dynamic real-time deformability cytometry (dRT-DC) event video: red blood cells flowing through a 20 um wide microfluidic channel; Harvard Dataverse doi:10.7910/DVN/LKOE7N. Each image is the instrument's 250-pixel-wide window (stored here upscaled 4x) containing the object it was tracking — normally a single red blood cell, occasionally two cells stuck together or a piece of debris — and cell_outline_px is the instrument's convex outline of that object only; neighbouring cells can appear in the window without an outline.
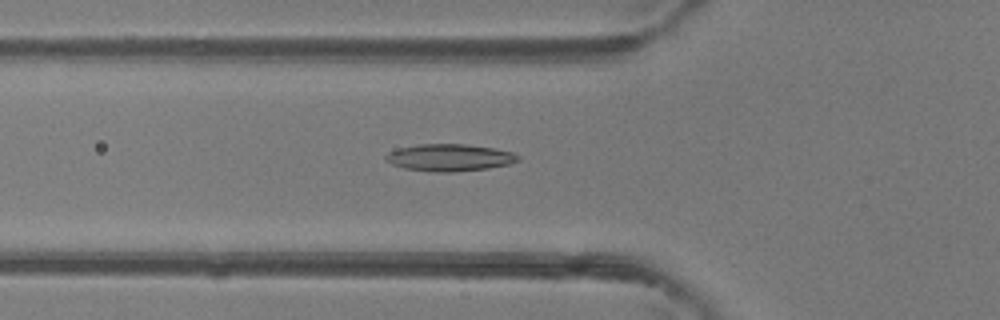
{"species": "common noctule bat (a hibernating species)", "species_latin": "Nyctalus noctula", "temperature_condition": "room temperature", "stored_images_in_passage": 47, "camera_frame_rate_fps": 3000, "um_per_image_px": 0.085, "animal": {"sex": "female"}, "frame": {"image": 1, "passage_image": 17, "time_ms": 5.333, "image_size_px": [1000, 320], "cell_outline_px": [[520, 160], [508, 164], [488, 168], [456, 172], [436, 172], [404, 168], [392, 164], [384, 156], [388, 152], [400, 148], [420, 144], [464, 144], [492, 148], [512, 152], [520, 156]], "centroid_in_image_um": [38.23, 13.4], "position_along_channel_um": 87.6, "area_um2": 20.69}}
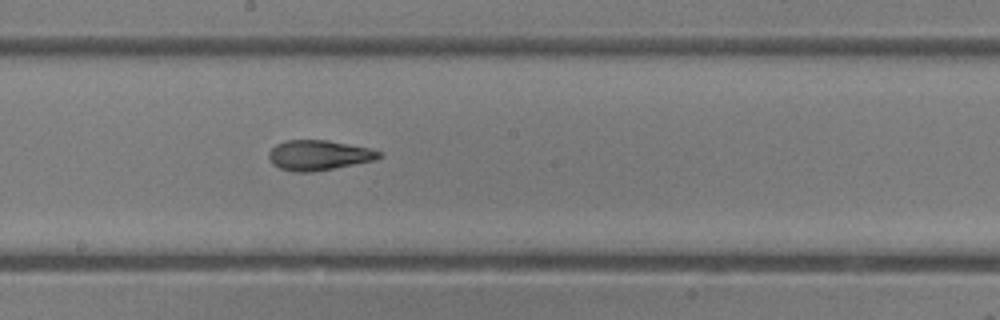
{"frame": {"image": 2, "passage_image": 26, "time_ms": 8.333, "image_size_px": [1000, 320], "cell_outline_px": [[384, 156], [376, 160], [312, 172], [292, 172], [280, 168], [272, 164], [268, 156], [268, 152], [276, 144], [288, 140], [328, 140], [368, 148], [380, 152]], "centroid_in_image_um": [27.08, 13.2], "position_along_channel_um": 221.1, "area_um2": 19.31}}
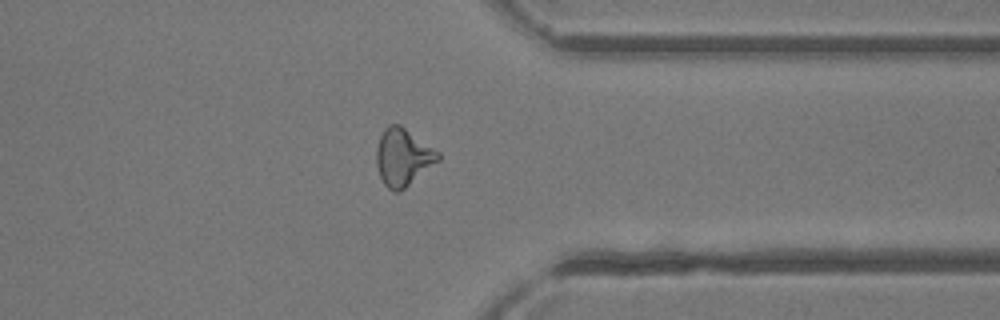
{"frame": {"image": 3, "passage_image": 37, "time_ms": 12.0, "image_size_px": [1000, 320], "cell_outline_px": [[440, 160], [400, 192], [392, 192], [384, 184], [380, 176], [376, 164], [376, 148], [380, 136], [384, 128], [388, 124], [400, 124], [440, 152]], "centroid_in_image_um": [34.25, 13.36], "position_along_channel_um": 377.2, "area_um2": 20.75}, "authors_computed_cell_mechanics": {"area_um2": 19.8254, "velocity_mm_per_s": 4.414, "shape_relaxation_time_tau1_ms": 5.5296, "shape_relaxation_time_tau2_ms": 1.8761, "deformation_change_tau1": 0.206, "deformation_change_tau2": 0.0961}}